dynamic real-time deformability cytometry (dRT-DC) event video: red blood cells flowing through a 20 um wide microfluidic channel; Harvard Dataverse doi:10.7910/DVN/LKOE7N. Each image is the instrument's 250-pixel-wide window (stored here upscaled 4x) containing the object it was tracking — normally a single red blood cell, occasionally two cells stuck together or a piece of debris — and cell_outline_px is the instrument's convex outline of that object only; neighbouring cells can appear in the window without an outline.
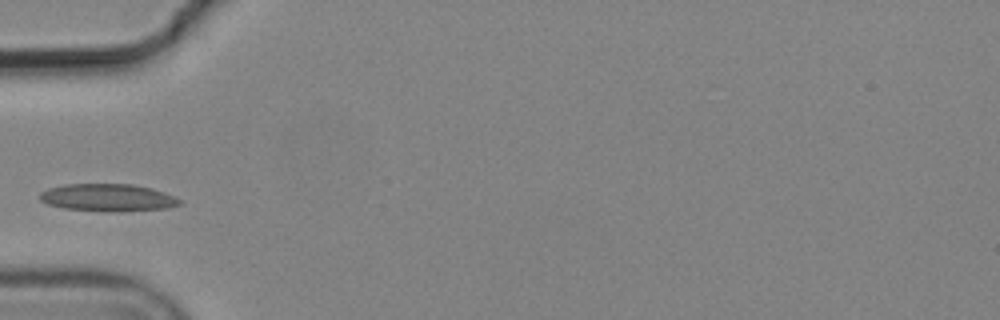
{"species": "common noctule bat (a hibernating species)", "species_latin": "Nyctalus noctula", "temperature_condition": "cold", "stored_images_in_passage": 3, "camera_frame_rate_fps": 3000, "um_per_image_px": 0.085, "animal": {"sex": "male", "body_mass_g": 19.2, "forearm_length_mm": 51.8}, "frame": {"image": 1, "passage_image": 2, "time_ms": 0.333, "image_size_px": [1000, 320], "cell_outline_px": [[180, 204], [168, 208], [116, 212], [104, 212], [64, 208], [48, 204], [40, 200], [40, 192], [48, 188], [64, 184], [132, 184], [152, 188], [164, 192], [180, 200]], "centroid_in_image_um": [9.14, 16.8], "position_along_channel_um": 75.9, "area_um2": 22.43}}
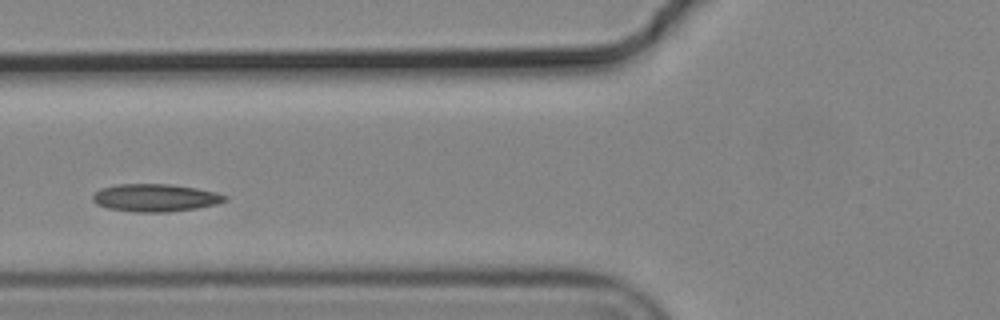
{"frame": {"image": 2, "passage_image": 3, "time_ms": 0.667, "image_size_px": [1000, 320], "cell_outline_px": [[228, 200], [216, 204], [196, 208], [168, 212], [132, 212], [108, 208], [96, 204], [92, 200], [92, 196], [100, 188], [116, 184], [172, 184], [196, 188], [216, 192], [228, 196]], "centroid_in_image_um": [13.19, 16.81], "position_along_channel_um": 112.6, "area_um2": 21.44}}